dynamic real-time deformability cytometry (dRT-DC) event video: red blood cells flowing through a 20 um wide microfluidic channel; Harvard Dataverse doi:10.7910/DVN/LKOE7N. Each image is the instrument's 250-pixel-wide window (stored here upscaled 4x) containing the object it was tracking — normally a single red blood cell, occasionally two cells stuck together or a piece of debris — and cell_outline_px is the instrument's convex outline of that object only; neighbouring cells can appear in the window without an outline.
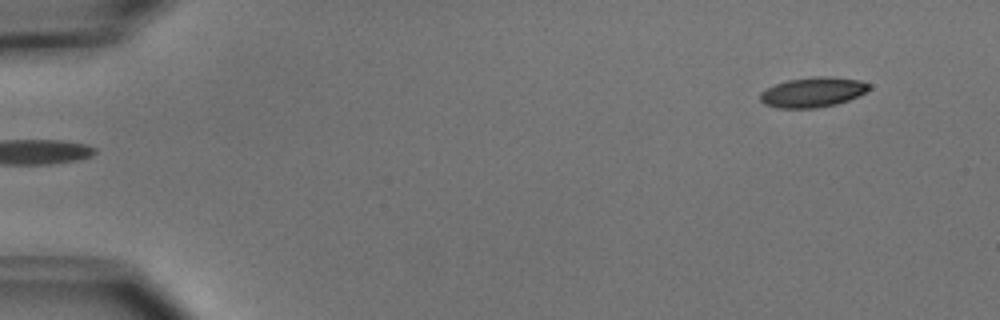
{"species": "common noctule bat (a hibernating species)", "species_latin": "Nyctalus noctula", "temperature_condition": "cold", "stored_images_in_passage": 50, "camera_frame_rate_fps": 3000, "um_per_image_px": 0.085, "animal": {"sex": "male", "body_mass_g": 15.6}, "frame": {"image": 1, "passage_image": 1, "time_ms": 0.0, "image_size_px": [1000, 320], "cell_outline_px": [[872, 88], [848, 100], [836, 104], [816, 108], [776, 108], [764, 104], [760, 100], [760, 92], [776, 84], [788, 80], [812, 76], [832, 76], [860, 80], [868, 84]], "centroid_in_image_um": [69.07, 7.83], "position_along_channel_um": 15.9, "area_um2": 19.02}}
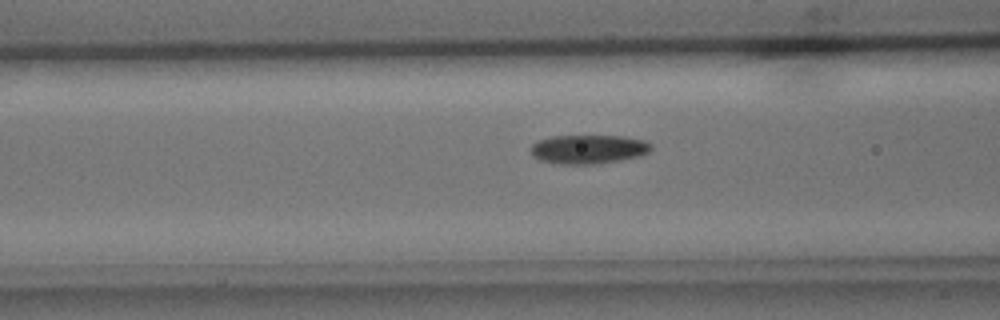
{"frame": {"image": 2, "passage_image": 18, "time_ms": 5.667, "image_size_px": [1000, 320], "cell_outline_px": [[652, 148], [648, 152], [640, 156], [620, 160], [592, 164], [556, 164], [540, 160], [532, 156], [528, 148], [536, 140], [552, 136], [624, 136], [644, 140], [652, 144]], "centroid_in_image_um": [49.96, 12.68], "position_along_channel_um": 116.6, "area_um2": 20.58}}
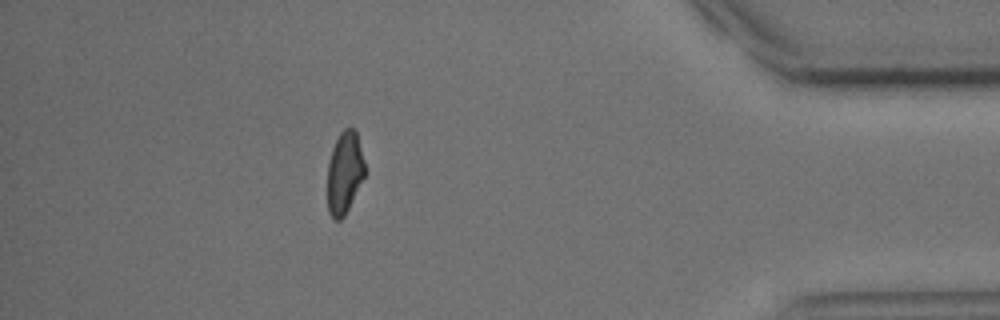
{"frame": {"image": 3, "passage_image": 44, "time_ms": 14.333, "image_size_px": [1000, 320], "cell_outline_px": [[364, 176], [344, 216], [340, 220], [332, 220], [328, 212], [328, 160], [332, 148], [340, 132], [344, 128], [352, 128], [356, 132], [364, 160]], "centroid_in_image_um": [29.26, 14.68], "position_along_channel_um": 405.9, "area_um2": 17.69}, "authors_computed_cell_mechanics": {"area_um2": 19.4208, "velocity_mm_per_s": 3.8046, "shape_relaxation_time_tau1_ms": 4.3574, "shape_relaxation_time_tau2_ms": 6.0487, "deformation_change_tau1": 0.1232, "deformation_change_tau2": 0.1193}}